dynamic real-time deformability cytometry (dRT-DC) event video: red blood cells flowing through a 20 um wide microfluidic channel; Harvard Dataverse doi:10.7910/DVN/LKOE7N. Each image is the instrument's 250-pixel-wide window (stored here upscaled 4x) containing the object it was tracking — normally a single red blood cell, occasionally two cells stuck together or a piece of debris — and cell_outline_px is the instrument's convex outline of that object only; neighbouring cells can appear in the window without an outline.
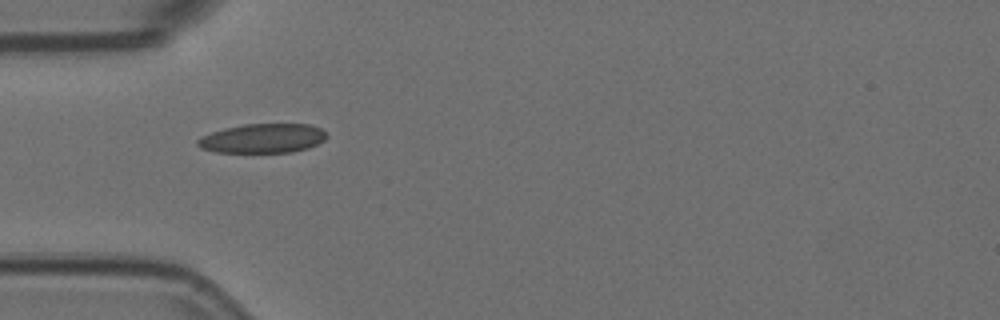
{"species": "Egyptian fruit bat (a non-hibernating species)", "species_latin": "Rousettus aegyptiacus", "temperature_condition": "room temperature", "stored_images_in_passage": 3, "camera_frame_rate_fps": 3000, "um_per_image_px": 0.085, "animal": {"sex": "female"}, "frame": {"image": 1, "passage_image": 2, "time_ms": 0.333, "image_size_px": [1000, 320], "cell_outline_px": [[328, 136], [324, 140], [308, 148], [292, 152], [216, 152], [200, 148], [196, 144], [196, 140], [212, 132], [224, 128], [244, 124], [308, 124], [320, 128]], "centroid_in_image_um": [22.32, 11.76], "position_along_channel_um": 62.7, "area_um2": 21.91}}
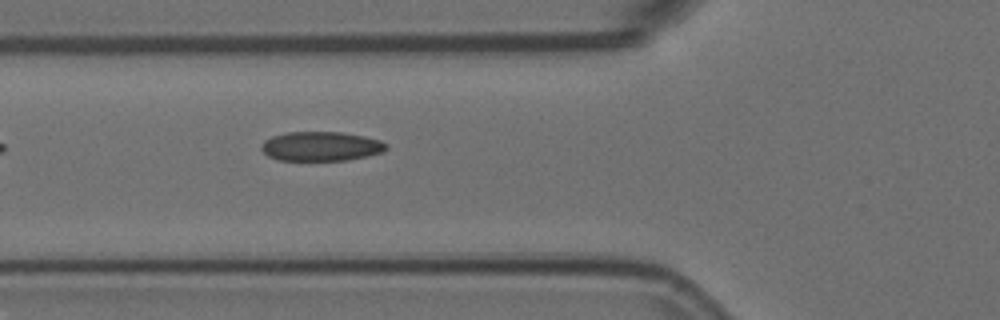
{"frame": {"image": 2, "passage_image": 3, "time_ms": 0.667, "image_size_px": [1000, 320], "cell_outline_px": [[388, 148], [384, 152], [368, 156], [348, 160], [276, 160], [268, 156], [260, 148], [260, 144], [264, 140], [272, 136], [288, 132], [340, 132], [364, 136], [380, 140], [388, 144]], "centroid_in_image_um": [27.29, 12.44], "position_along_channel_um": 98.5, "area_um2": 21.56}}